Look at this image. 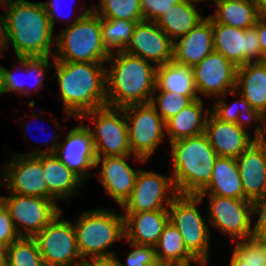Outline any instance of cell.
<instances>
[{"mask_svg": "<svg viewBox=\"0 0 266 266\" xmlns=\"http://www.w3.org/2000/svg\"><path fill=\"white\" fill-rule=\"evenodd\" d=\"M4 15V47L11 45L17 58L50 57L56 35L42 3L11 0Z\"/></svg>", "mask_w": 266, "mask_h": 266, "instance_id": "obj_1", "label": "cell"}, {"mask_svg": "<svg viewBox=\"0 0 266 266\" xmlns=\"http://www.w3.org/2000/svg\"><path fill=\"white\" fill-rule=\"evenodd\" d=\"M64 110L79 119L84 113L107 105L106 69L103 63L66 62L53 59Z\"/></svg>", "mask_w": 266, "mask_h": 266, "instance_id": "obj_2", "label": "cell"}, {"mask_svg": "<svg viewBox=\"0 0 266 266\" xmlns=\"http://www.w3.org/2000/svg\"><path fill=\"white\" fill-rule=\"evenodd\" d=\"M111 54L106 62L107 105L123 108L132 104L150 103L156 88L157 66L127 52Z\"/></svg>", "mask_w": 266, "mask_h": 266, "instance_id": "obj_3", "label": "cell"}, {"mask_svg": "<svg viewBox=\"0 0 266 266\" xmlns=\"http://www.w3.org/2000/svg\"><path fill=\"white\" fill-rule=\"evenodd\" d=\"M171 143L173 183L178 194L198 195L210 182L217 153L203 133Z\"/></svg>", "mask_w": 266, "mask_h": 266, "instance_id": "obj_4", "label": "cell"}, {"mask_svg": "<svg viewBox=\"0 0 266 266\" xmlns=\"http://www.w3.org/2000/svg\"><path fill=\"white\" fill-rule=\"evenodd\" d=\"M55 46L58 51L52 59L57 61L105 63L110 56L102 41L101 18L92 7L57 34Z\"/></svg>", "mask_w": 266, "mask_h": 266, "instance_id": "obj_5", "label": "cell"}, {"mask_svg": "<svg viewBox=\"0 0 266 266\" xmlns=\"http://www.w3.org/2000/svg\"><path fill=\"white\" fill-rule=\"evenodd\" d=\"M74 228L77 248L85 262L87 258L114 257L115 252L105 250L125 237L123 215L102 208L82 212Z\"/></svg>", "mask_w": 266, "mask_h": 266, "instance_id": "obj_6", "label": "cell"}, {"mask_svg": "<svg viewBox=\"0 0 266 266\" xmlns=\"http://www.w3.org/2000/svg\"><path fill=\"white\" fill-rule=\"evenodd\" d=\"M88 118L96 125L94 129L88 126L96 158L132 155L124 108L106 105L84 113L79 119Z\"/></svg>", "mask_w": 266, "mask_h": 266, "instance_id": "obj_7", "label": "cell"}, {"mask_svg": "<svg viewBox=\"0 0 266 266\" xmlns=\"http://www.w3.org/2000/svg\"><path fill=\"white\" fill-rule=\"evenodd\" d=\"M198 195L177 194L169 205V221L179 230L187 250L203 265L208 264L210 230L197 206Z\"/></svg>", "mask_w": 266, "mask_h": 266, "instance_id": "obj_8", "label": "cell"}, {"mask_svg": "<svg viewBox=\"0 0 266 266\" xmlns=\"http://www.w3.org/2000/svg\"><path fill=\"white\" fill-rule=\"evenodd\" d=\"M127 118L129 145L132 154L144 162L161 143L166 123L151 103L132 104L123 107Z\"/></svg>", "mask_w": 266, "mask_h": 266, "instance_id": "obj_9", "label": "cell"}, {"mask_svg": "<svg viewBox=\"0 0 266 266\" xmlns=\"http://www.w3.org/2000/svg\"><path fill=\"white\" fill-rule=\"evenodd\" d=\"M61 214L34 237L41 258L46 266H85L77 248L74 225L60 220Z\"/></svg>", "mask_w": 266, "mask_h": 266, "instance_id": "obj_10", "label": "cell"}, {"mask_svg": "<svg viewBox=\"0 0 266 266\" xmlns=\"http://www.w3.org/2000/svg\"><path fill=\"white\" fill-rule=\"evenodd\" d=\"M9 194L8 197L0 196V200L8 209L20 237L34 238L62 211L55 199Z\"/></svg>", "mask_w": 266, "mask_h": 266, "instance_id": "obj_11", "label": "cell"}, {"mask_svg": "<svg viewBox=\"0 0 266 266\" xmlns=\"http://www.w3.org/2000/svg\"><path fill=\"white\" fill-rule=\"evenodd\" d=\"M177 194L172 177L140 169L131 195L121 207L126 213L168 210Z\"/></svg>", "mask_w": 266, "mask_h": 266, "instance_id": "obj_12", "label": "cell"}, {"mask_svg": "<svg viewBox=\"0 0 266 266\" xmlns=\"http://www.w3.org/2000/svg\"><path fill=\"white\" fill-rule=\"evenodd\" d=\"M213 48L236 67L248 62H258L262 55L258 31L255 27L236 28L222 23H212Z\"/></svg>", "mask_w": 266, "mask_h": 266, "instance_id": "obj_13", "label": "cell"}, {"mask_svg": "<svg viewBox=\"0 0 266 266\" xmlns=\"http://www.w3.org/2000/svg\"><path fill=\"white\" fill-rule=\"evenodd\" d=\"M210 223L233 239L253 238L252 201L208 195Z\"/></svg>", "mask_w": 266, "mask_h": 266, "instance_id": "obj_14", "label": "cell"}, {"mask_svg": "<svg viewBox=\"0 0 266 266\" xmlns=\"http://www.w3.org/2000/svg\"><path fill=\"white\" fill-rule=\"evenodd\" d=\"M45 153H55L60 160L77 174L82 180L88 175L87 171L95 167L96 154L93 145V139L89 128L86 125H80L72 128L64 143H53L50 149L37 150L35 153L24 155H39Z\"/></svg>", "mask_w": 266, "mask_h": 266, "instance_id": "obj_15", "label": "cell"}, {"mask_svg": "<svg viewBox=\"0 0 266 266\" xmlns=\"http://www.w3.org/2000/svg\"><path fill=\"white\" fill-rule=\"evenodd\" d=\"M2 183L10 193L55 199L47 190L41 163V154H17L3 169Z\"/></svg>", "mask_w": 266, "mask_h": 266, "instance_id": "obj_16", "label": "cell"}, {"mask_svg": "<svg viewBox=\"0 0 266 266\" xmlns=\"http://www.w3.org/2000/svg\"><path fill=\"white\" fill-rule=\"evenodd\" d=\"M197 92L204 96L226 97L236 91L237 67L221 53L213 51L193 68Z\"/></svg>", "mask_w": 266, "mask_h": 266, "instance_id": "obj_17", "label": "cell"}, {"mask_svg": "<svg viewBox=\"0 0 266 266\" xmlns=\"http://www.w3.org/2000/svg\"><path fill=\"white\" fill-rule=\"evenodd\" d=\"M174 42L153 21L137 22L125 52L160 66L173 60Z\"/></svg>", "mask_w": 266, "mask_h": 266, "instance_id": "obj_18", "label": "cell"}, {"mask_svg": "<svg viewBox=\"0 0 266 266\" xmlns=\"http://www.w3.org/2000/svg\"><path fill=\"white\" fill-rule=\"evenodd\" d=\"M245 127L246 124L221 121L210 111L204 134L217 156L236 159L257 140V132L251 138Z\"/></svg>", "mask_w": 266, "mask_h": 266, "instance_id": "obj_19", "label": "cell"}, {"mask_svg": "<svg viewBox=\"0 0 266 266\" xmlns=\"http://www.w3.org/2000/svg\"><path fill=\"white\" fill-rule=\"evenodd\" d=\"M244 197L254 201L266 195V136L257 135L252 143L236 158Z\"/></svg>", "mask_w": 266, "mask_h": 266, "instance_id": "obj_20", "label": "cell"}, {"mask_svg": "<svg viewBox=\"0 0 266 266\" xmlns=\"http://www.w3.org/2000/svg\"><path fill=\"white\" fill-rule=\"evenodd\" d=\"M131 155L98 157L95 167L102 163L99 178L108 193L120 206L130 197L140 169L134 170L126 162Z\"/></svg>", "mask_w": 266, "mask_h": 266, "instance_id": "obj_21", "label": "cell"}, {"mask_svg": "<svg viewBox=\"0 0 266 266\" xmlns=\"http://www.w3.org/2000/svg\"><path fill=\"white\" fill-rule=\"evenodd\" d=\"M178 40L174 41L173 61L193 68L214 51L211 19L205 17Z\"/></svg>", "mask_w": 266, "mask_h": 266, "instance_id": "obj_22", "label": "cell"}, {"mask_svg": "<svg viewBox=\"0 0 266 266\" xmlns=\"http://www.w3.org/2000/svg\"><path fill=\"white\" fill-rule=\"evenodd\" d=\"M123 217L125 239L136 244L155 247L164 226L169 221V210L126 213Z\"/></svg>", "mask_w": 266, "mask_h": 266, "instance_id": "obj_23", "label": "cell"}, {"mask_svg": "<svg viewBox=\"0 0 266 266\" xmlns=\"http://www.w3.org/2000/svg\"><path fill=\"white\" fill-rule=\"evenodd\" d=\"M235 89L260 118L266 115V65L253 61L237 67Z\"/></svg>", "mask_w": 266, "mask_h": 266, "instance_id": "obj_24", "label": "cell"}, {"mask_svg": "<svg viewBox=\"0 0 266 266\" xmlns=\"http://www.w3.org/2000/svg\"><path fill=\"white\" fill-rule=\"evenodd\" d=\"M205 195L246 199L236 159L217 157L209 184L198 194L201 199Z\"/></svg>", "mask_w": 266, "mask_h": 266, "instance_id": "obj_25", "label": "cell"}, {"mask_svg": "<svg viewBox=\"0 0 266 266\" xmlns=\"http://www.w3.org/2000/svg\"><path fill=\"white\" fill-rule=\"evenodd\" d=\"M44 180L48 192L57 199H67L78 191L82 179L70 170L55 153L41 154Z\"/></svg>", "mask_w": 266, "mask_h": 266, "instance_id": "obj_26", "label": "cell"}, {"mask_svg": "<svg viewBox=\"0 0 266 266\" xmlns=\"http://www.w3.org/2000/svg\"><path fill=\"white\" fill-rule=\"evenodd\" d=\"M158 90L189 96L193 101L200 98L195 87L193 69L173 60L157 66L156 88L153 95Z\"/></svg>", "mask_w": 266, "mask_h": 266, "instance_id": "obj_27", "label": "cell"}, {"mask_svg": "<svg viewBox=\"0 0 266 266\" xmlns=\"http://www.w3.org/2000/svg\"><path fill=\"white\" fill-rule=\"evenodd\" d=\"M209 113L207 108L204 114L201 98L183 108L166 122V132L169 134L170 142L203 134Z\"/></svg>", "mask_w": 266, "mask_h": 266, "instance_id": "obj_28", "label": "cell"}, {"mask_svg": "<svg viewBox=\"0 0 266 266\" xmlns=\"http://www.w3.org/2000/svg\"><path fill=\"white\" fill-rule=\"evenodd\" d=\"M217 11L208 17L212 23L248 29L254 27L262 12L251 0H218Z\"/></svg>", "mask_w": 266, "mask_h": 266, "instance_id": "obj_29", "label": "cell"}, {"mask_svg": "<svg viewBox=\"0 0 266 266\" xmlns=\"http://www.w3.org/2000/svg\"><path fill=\"white\" fill-rule=\"evenodd\" d=\"M202 20L203 18L196 10L193 2L183 0L177 5L171 6L155 22L174 42V39L186 35Z\"/></svg>", "mask_w": 266, "mask_h": 266, "instance_id": "obj_30", "label": "cell"}, {"mask_svg": "<svg viewBox=\"0 0 266 266\" xmlns=\"http://www.w3.org/2000/svg\"><path fill=\"white\" fill-rule=\"evenodd\" d=\"M157 260L165 263H174L180 266H190L194 262L203 266L186 248L179 230L170 222L164 226L163 231L155 245Z\"/></svg>", "mask_w": 266, "mask_h": 266, "instance_id": "obj_31", "label": "cell"}, {"mask_svg": "<svg viewBox=\"0 0 266 266\" xmlns=\"http://www.w3.org/2000/svg\"><path fill=\"white\" fill-rule=\"evenodd\" d=\"M137 22L140 21L101 18L102 41L110 55L115 47L118 48L117 53L125 51Z\"/></svg>", "mask_w": 266, "mask_h": 266, "instance_id": "obj_32", "label": "cell"}, {"mask_svg": "<svg viewBox=\"0 0 266 266\" xmlns=\"http://www.w3.org/2000/svg\"><path fill=\"white\" fill-rule=\"evenodd\" d=\"M7 266H46L34 238L20 237L6 248Z\"/></svg>", "mask_w": 266, "mask_h": 266, "instance_id": "obj_33", "label": "cell"}, {"mask_svg": "<svg viewBox=\"0 0 266 266\" xmlns=\"http://www.w3.org/2000/svg\"><path fill=\"white\" fill-rule=\"evenodd\" d=\"M99 10L92 6L100 18L143 21L141 0H101Z\"/></svg>", "mask_w": 266, "mask_h": 266, "instance_id": "obj_34", "label": "cell"}, {"mask_svg": "<svg viewBox=\"0 0 266 266\" xmlns=\"http://www.w3.org/2000/svg\"><path fill=\"white\" fill-rule=\"evenodd\" d=\"M218 97V100L214 101L213 110L211 112L224 122H233L237 124H246L254 120V122H260V117L254 112L250 104L241 96V99L233 103L232 105H227L223 99ZM240 106L239 108L236 106ZM244 116V117H243Z\"/></svg>", "mask_w": 266, "mask_h": 266, "instance_id": "obj_35", "label": "cell"}, {"mask_svg": "<svg viewBox=\"0 0 266 266\" xmlns=\"http://www.w3.org/2000/svg\"><path fill=\"white\" fill-rule=\"evenodd\" d=\"M230 266H266L261 246L253 238L237 240Z\"/></svg>", "mask_w": 266, "mask_h": 266, "instance_id": "obj_36", "label": "cell"}, {"mask_svg": "<svg viewBox=\"0 0 266 266\" xmlns=\"http://www.w3.org/2000/svg\"><path fill=\"white\" fill-rule=\"evenodd\" d=\"M192 102L193 100L189 96L168 91H160V94L156 98L152 96L150 100L151 105L158 114L160 113L159 115L165 123ZM158 109L160 112H158Z\"/></svg>", "mask_w": 266, "mask_h": 266, "instance_id": "obj_37", "label": "cell"}, {"mask_svg": "<svg viewBox=\"0 0 266 266\" xmlns=\"http://www.w3.org/2000/svg\"><path fill=\"white\" fill-rule=\"evenodd\" d=\"M49 58L50 57H22L17 58L20 65L25 68L28 76L31 77L35 86L38 89L43 87L44 76L46 75V70L49 68ZM36 79V80H35ZM29 89L24 84V94H29Z\"/></svg>", "mask_w": 266, "mask_h": 266, "instance_id": "obj_38", "label": "cell"}, {"mask_svg": "<svg viewBox=\"0 0 266 266\" xmlns=\"http://www.w3.org/2000/svg\"><path fill=\"white\" fill-rule=\"evenodd\" d=\"M133 248L126 257V266H147L157 261L155 247L129 242ZM120 266H125L120 262Z\"/></svg>", "mask_w": 266, "mask_h": 266, "instance_id": "obj_39", "label": "cell"}, {"mask_svg": "<svg viewBox=\"0 0 266 266\" xmlns=\"http://www.w3.org/2000/svg\"><path fill=\"white\" fill-rule=\"evenodd\" d=\"M183 0H141L143 20L155 22L171 6L177 5Z\"/></svg>", "mask_w": 266, "mask_h": 266, "instance_id": "obj_40", "label": "cell"}, {"mask_svg": "<svg viewBox=\"0 0 266 266\" xmlns=\"http://www.w3.org/2000/svg\"><path fill=\"white\" fill-rule=\"evenodd\" d=\"M20 238L17 233L8 209L0 200V246L7 248Z\"/></svg>", "mask_w": 266, "mask_h": 266, "instance_id": "obj_41", "label": "cell"}, {"mask_svg": "<svg viewBox=\"0 0 266 266\" xmlns=\"http://www.w3.org/2000/svg\"><path fill=\"white\" fill-rule=\"evenodd\" d=\"M253 214H257L258 220L253 226V237L266 236V195L252 202Z\"/></svg>", "mask_w": 266, "mask_h": 266, "instance_id": "obj_42", "label": "cell"}, {"mask_svg": "<svg viewBox=\"0 0 266 266\" xmlns=\"http://www.w3.org/2000/svg\"><path fill=\"white\" fill-rule=\"evenodd\" d=\"M4 71V88L5 93L11 92V91H18L22 94H24V83L20 81L19 78H17L11 71L3 68Z\"/></svg>", "mask_w": 266, "mask_h": 266, "instance_id": "obj_43", "label": "cell"}, {"mask_svg": "<svg viewBox=\"0 0 266 266\" xmlns=\"http://www.w3.org/2000/svg\"><path fill=\"white\" fill-rule=\"evenodd\" d=\"M259 35L260 40V46H261V52L266 50V13H262L256 22V25L254 26Z\"/></svg>", "mask_w": 266, "mask_h": 266, "instance_id": "obj_44", "label": "cell"}, {"mask_svg": "<svg viewBox=\"0 0 266 266\" xmlns=\"http://www.w3.org/2000/svg\"><path fill=\"white\" fill-rule=\"evenodd\" d=\"M58 1L59 0H51L49 2H46V3L43 2L42 3L44 8H45V11L47 12V15L49 17L50 24H51L53 30H54V25H55V18L60 16V15L58 16V14H57L58 9H59V5H60V1L59 2Z\"/></svg>", "mask_w": 266, "mask_h": 266, "instance_id": "obj_45", "label": "cell"}, {"mask_svg": "<svg viewBox=\"0 0 266 266\" xmlns=\"http://www.w3.org/2000/svg\"><path fill=\"white\" fill-rule=\"evenodd\" d=\"M85 266H120V261L115 255L110 258H94L85 262Z\"/></svg>", "mask_w": 266, "mask_h": 266, "instance_id": "obj_46", "label": "cell"}, {"mask_svg": "<svg viewBox=\"0 0 266 266\" xmlns=\"http://www.w3.org/2000/svg\"><path fill=\"white\" fill-rule=\"evenodd\" d=\"M4 50V16L0 15V54Z\"/></svg>", "mask_w": 266, "mask_h": 266, "instance_id": "obj_47", "label": "cell"}, {"mask_svg": "<svg viewBox=\"0 0 266 266\" xmlns=\"http://www.w3.org/2000/svg\"><path fill=\"white\" fill-rule=\"evenodd\" d=\"M253 239L261 246L262 254L266 261V236L265 237H253Z\"/></svg>", "mask_w": 266, "mask_h": 266, "instance_id": "obj_48", "label": "cell"}, {"mask_svg": "<svg viewBox=\"0 0 266 266\" xmlns=\"http://www.w3.org/2000/svg\"><path fill=\"white\" fill-rule=\"evenodd\" d=\"M254 5L262 12L266 13V0H251Z\"/></svg>", "mask_w": 266, "mask_h": 266, "instance_id": "obj_49", "label": "cell"}, {"mask_svg": "<svg viewBox=\"0 0 266 266\" xmlns=\"http://www.w3.org/2000/svg\"><path fill=\"white\" fill-rule=\"evenodd\" d=\"M260 122H264V128H262L261 126L256 127L255 131L257 132V135H265L266 133V115H263L260 119Z\"/></svg>", "mask_w": 266, "mask_h": 266, "instance_id": "obj_50", "label": "cell"}, {"mask_svg": "<svg viewBox=\"0 0 266 266\" xmlns=\"http://www.w3.org/2000/svg\"><path fill=\"white\" fill-rule=\"evenodd\" d=\"M3 66L0 65V95L5 93V88H4V71H3Z\"/></svg>", "mask_w": 266, "mask_h": 266, "instance_id": "obj_51", "label": "cell"}, {"mask_svg": "<svg viewBox=\"0 0 266 266\" xmlns=\"http://www.w3.org/2000/svg\"><path fill=\"white\" fill-rule=\"evenodd\" d=\"M0 266H7L6 264V248L0 246Z\"/></svg>", "mask_w": 266, "mask_h": 266, "instance_id": "obj_52", "label": "cell"}, {"mask_svg": "<svg viewBox=\"0 0 266 266\" xmlns=\"http://www.w3.org/2000/svg\"><path fill=\"white\" fill-rule=\"evenodd\" d=\"M147 266H180V265L174 264V263L160 262L157 260L155 263H152V264L147 265Z\"/></svg>", "mask_w": 266, "mask_h": 266, "instance_id": "obj_53", "label": "cell"}, {"mask_svg": "<svg viewBox=\"0 0 266 266\" xmlns=\"http://www.w3.org/2000/svg\"><path fill=\"white\" fill-rule=\"evenodd\" d=\"M260 64L266 65V50L262 52L260 60L258 61Z\"/></svg>", "mask_w": 266, "mask_h": 266, "instance_id": "obj_54", "label": "cell"}, {"mask_svg": "<svg viewBox=\"0 0 266 266\" xmlns=\"http://www.w3.org/2000/svg\"><path fill=\"white\" fill-rule=\"evenodd\" d=\"M11 0H0V4L1 6L4 5V6H7V3H10Z\"/></svg>", "mask_w": 266, "mask_h": 266, "instance_id": "obj_55", "label": "cell"}, {"mask_svg": "<svg viewBox=\"0 0 266 266\" xmlns=\"http://www.w3.org/2000/svg\"><path fill=\"white\" fill-rule=\"evenodd\" d=\"M190 1H192V2H197V1H202V0H190ZM204 1V0H203ZM218 0H214V2H217Z\"/></svg>", "mask_w": 266, "mask_h": 266, "instance_id": "obj_56", "label": "cell"}, {"mask_svg": "<svg viewBox=\"0 0 266 266\" xmlns=\"http://www.w3.org/2000/svg\"><path fill=\"white\" fill-rule=\"evenodd\" d=\"M25 124H26V127H27V126H28V125H27L28 123H26V122H25ZM50 142H52V143H53V141H52V140H50ZM46 144H47V142H46Z\"/></svg>", "mask_w": 266, "mask_h": 266, "instance_id": "obj_57", "label": "cell"}]
</instances>
